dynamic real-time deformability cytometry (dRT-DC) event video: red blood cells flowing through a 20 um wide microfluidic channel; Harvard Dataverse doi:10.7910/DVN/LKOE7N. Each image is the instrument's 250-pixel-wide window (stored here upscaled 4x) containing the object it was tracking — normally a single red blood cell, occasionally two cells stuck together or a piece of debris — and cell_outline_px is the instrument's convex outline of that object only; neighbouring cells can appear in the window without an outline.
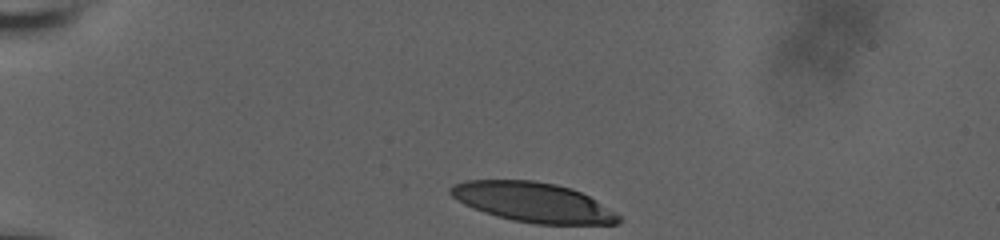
{"species": "human", "species_latin": "Homo sapiens", "temperature_condition": "room temperature", "stored_images_in_passage": 36, "camera_frame_rate_fps": 3000, "um_per_image_px": 0.085, "donor": {"sex": "male"}, "frame": {"image": 1, "passage_image": 1, "time_ms": 0.0, "image_size_px": [1000, 240], "cell_outline_px": [[624, 220], [616, 224], [536, 224], [512, 220], [496, 216], [472, 208], [456, 200], [448, 192], [448, 188], [452, 184], [464, 180], [536, 180], [556, 184], [572, 188], [596, 200], [620, 216]], "centroid_in_image_um": [45.27, 17.18], "position_along_channel_um": 39.7, "area_um2": 39.07}}
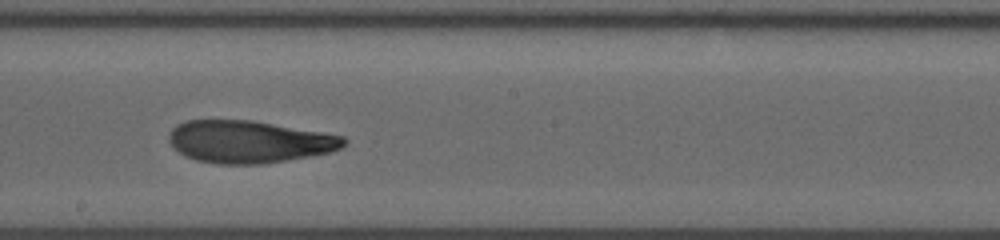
{"frame": {"image": 2, "passage_image": 21, "time_ms": 6.667, "image_size_px": [1000, 240], "cell_outline_px": [[348, 144], [340, 148], [328, 152], [312, 156], [260, 164], [216, 164], [196, 160], [184, 156], [172, 148], [168, 140], [168, 132], [176, 124], [184, 120], [252, 120], [344, 136], [348, 140]], "centroid_in_image_um": [21.12, 12.04], "position_along_channel_um": 227.1, "area_um2": 43.47}}
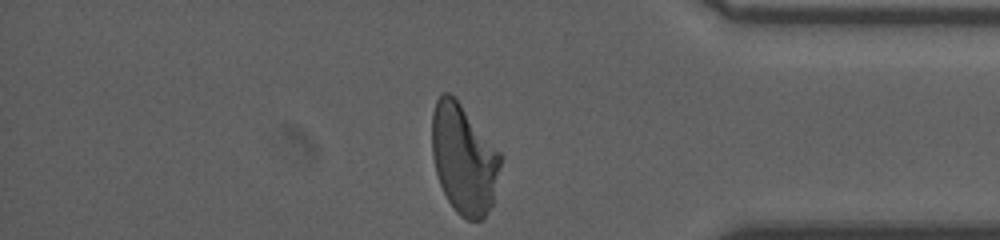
{"frame": {"image": 3, "passage_image": 36, "time_ms": 11.667, "image_size_px": [1000, 240], "cell_outline_px": [[500, 164], [492, 204], [484, 220], [468, 220], [460, 216], [456, 212], [448, 200], [440, 184], [436, 172], [432, 156], [432, 112], [436, 100], [444, 92], [448, 92], [460, 104], [500, 152]], "centroid_in_image_um": [39.4, 13.55], "position_along_channel_um": 395.8, "area_um2": 43.23}, "authors_computed_cell_mechanics": {"area_um2": 43.6101, "velocity_mm_per_s": 3.7157, "shape_relaxation_time_tau1_ms": 7.4837, "shape_relaxation_time_tau2_ms": 2.6626, "deformation_change_tau1": 0.2531, "deformation_change_tau2": 0.1092}}